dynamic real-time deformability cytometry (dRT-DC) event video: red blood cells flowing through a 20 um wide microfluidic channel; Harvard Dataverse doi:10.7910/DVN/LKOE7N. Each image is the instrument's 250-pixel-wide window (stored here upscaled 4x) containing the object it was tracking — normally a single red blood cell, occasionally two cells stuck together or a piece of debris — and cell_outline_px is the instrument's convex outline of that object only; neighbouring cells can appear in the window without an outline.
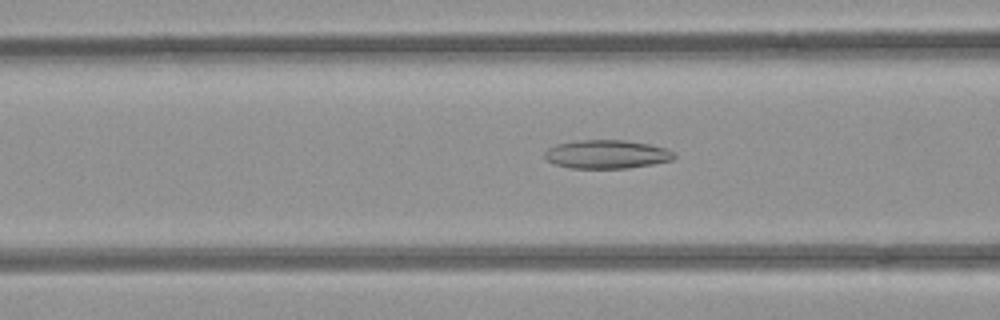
{"species": "common noctule bat (a hibernating species)", "species_latin": "Nyctalus noctula", "temperature_condition": "room temperature", "stored_images_in_passage": 52, "camera_frame_rate_fps": 3000, "um_per_image_px": 0.085, "animal": {"sex": "female", "body_mass_g": 21.9}, "frame": {"image": 1, "passage_image": 20, "time_ms": 6.333, "image_size_px": [1000, 320], "cell_outline_px": [[676, 156], [672, 160], [652, 164], [628, 168], [568, 168], [556, 164], [548, 160], [544, 156], [544, 152], [548, 148], [556, 144], [572, 140], [624, 140], [648, 144], [664, 148], [676, 152]], "centroid_in_image_um": [51.56, 13.11], "position_along_channel_um": 115.0, "area_um2": 21.62}}
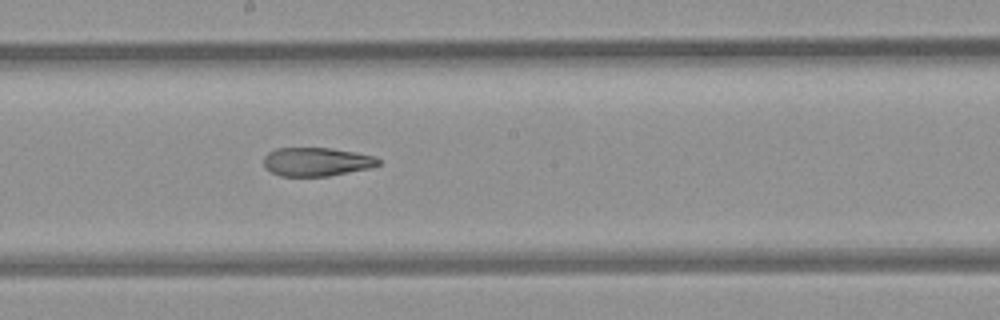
{"frame": {"image": 2, "passage_image": 28, "time_ms": 9.0, "image_size_px": [1000, 320], "cell_outline_px": [[380, 164], [368, 168], [328, 176], [280, 176], [264, 168], [264, 156], [268, 152], [276, 148], [332, 148], [356, 152], [376, 156], [380, 160]], "centroid_in_image_um": [26.89, 13.74], "position_along_channel_um": 221.3, "area_um2": 19.19}}
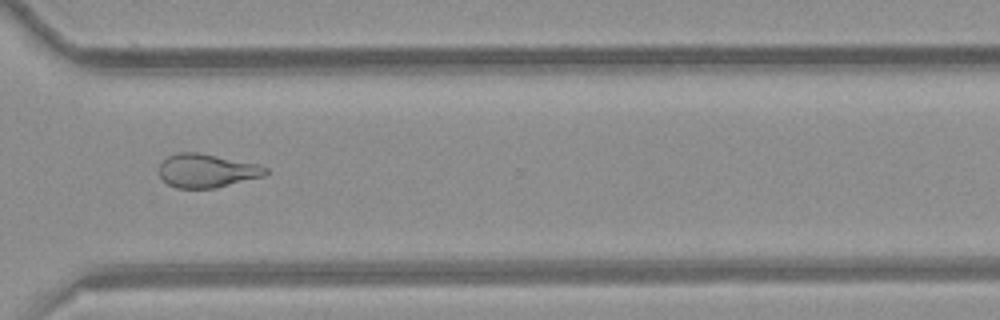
{"frame": {"image": 3, "passage_image": 38, "time_ms": 12.333, "image_size_px": [1000, 320], "cell_outline_px": [[268, 172], [264, 176], [216, 188], [176, 188], [168, 184], [160, 176], [156, 168], [160, 160], [176, 152], [196, 152], [260, 164], [268, 168]], "centroid_in_image_um": [17.54, 14.5], "position_along_channel_um": 353.1, "area_um2": 21.21}}